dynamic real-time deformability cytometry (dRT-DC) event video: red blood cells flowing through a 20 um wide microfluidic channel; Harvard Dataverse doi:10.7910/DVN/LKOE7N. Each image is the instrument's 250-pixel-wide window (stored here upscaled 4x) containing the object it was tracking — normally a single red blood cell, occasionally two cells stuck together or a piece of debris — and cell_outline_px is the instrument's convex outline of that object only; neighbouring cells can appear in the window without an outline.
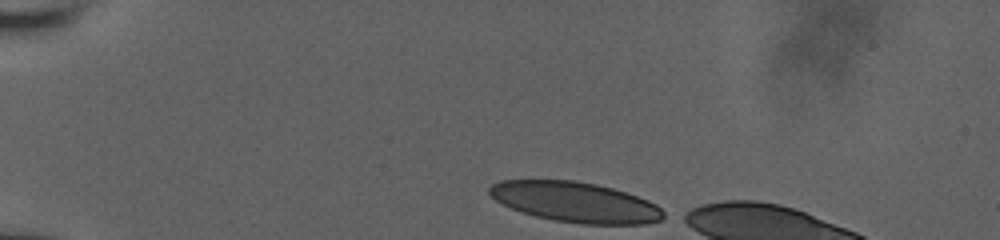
{"species": "human", "species_latin": "Homo sapiens", "temperature_condition": "room temperature", "stored_images_in_passage": 3, "camera_frame_rate_fps": 3000, "um_per_image_px": 0.085, "donor": {"sex": "male"}, "frame": {"image": 1, "passage_image": 1, "time_ms": 0.0, "image_size_px": [1000, 240], "cell_outline_px": [[668, 216], [660, 220], [644, 224], [580, 224], [552, 220], [536, 216], [512, 208], [496, 200], [488, 192], [488, 188], [492, 184], [500, 180], [576, 180], [596, 184], [612, 188], [648, 200], [656, 204]], "centroid_in_image_um": [48.92, 17.18], "position_along_channel_um": 36.1, "area_um2": 40.75}}